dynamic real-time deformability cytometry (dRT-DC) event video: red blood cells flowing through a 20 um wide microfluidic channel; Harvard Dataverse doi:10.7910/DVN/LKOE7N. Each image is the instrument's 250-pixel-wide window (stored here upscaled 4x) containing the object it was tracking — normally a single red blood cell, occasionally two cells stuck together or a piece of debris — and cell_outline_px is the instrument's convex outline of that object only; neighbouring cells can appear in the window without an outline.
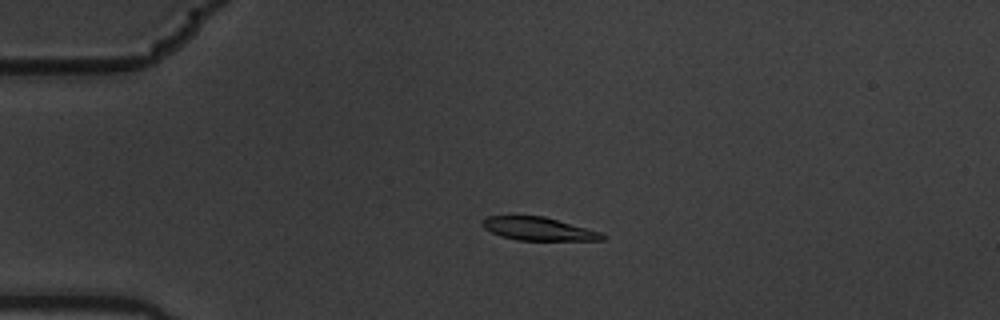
{"species": "common noctule bat (a hibernating species)", "species_latin": "Nyctalus noctula", "temperature_condition": "warm", "stored_images_in_passage": 5, "camera_frame_rate_fps": 3000, "um_per_image_px": 0.085, "animal": {"sex": "male", "body_mass_g": 19.5, "forearm_length_mm": 54.6}, "frame": {"image": 1, "passage_image": 4, "time_ms": 1.0, "image_size_px": [1000, 320], "cell_outline_px": [[608, 236], [604, 240], [516, 240], [500, 236], [484, 228], [480, 224], [480, 220], [488, 216], [544, 216], [600, 232]], "centroid_in_image_um": [45.73, 19.45], "position_along_channel_um": 39.3, "area_um2": 16.18}}